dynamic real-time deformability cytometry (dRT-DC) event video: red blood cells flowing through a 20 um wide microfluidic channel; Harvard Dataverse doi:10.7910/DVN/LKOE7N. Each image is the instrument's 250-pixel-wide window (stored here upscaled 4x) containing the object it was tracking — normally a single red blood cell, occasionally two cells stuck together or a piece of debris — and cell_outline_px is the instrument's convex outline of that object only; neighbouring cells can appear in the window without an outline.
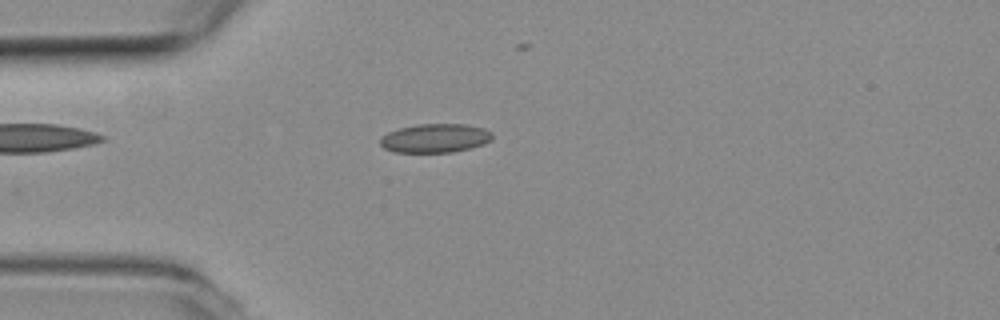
{"species": "common noctule bat (a hibernating species)", "species_latin": "Nyctalus noctula", "temperature_condition": "room temperature", "stored_images_in_passage": 33, "camera_frame_rate_fps": 3000, "um_per_image_px": 0.085, "animal": {"sex": "female", "body_mass_g": 19.3, "forearm_length_mm": 54.1}, "frame": {"image": 1, "passage_image": 3, "time_ms": 0.667, "image_size_px": [1000, 320], "cell_outline_px": [[492, 140], [484, 144], [452, 152], [392, 152], [384, 148], [380, 144], [380, 136], [388, 132], [400, 128], [416, 124], [464, 124], [484, 128], [492, 132]], "centroid_in_image_um": [36.97, 11.74], "position_along_channel_um": 48.0, "area_um2": 18.9}}
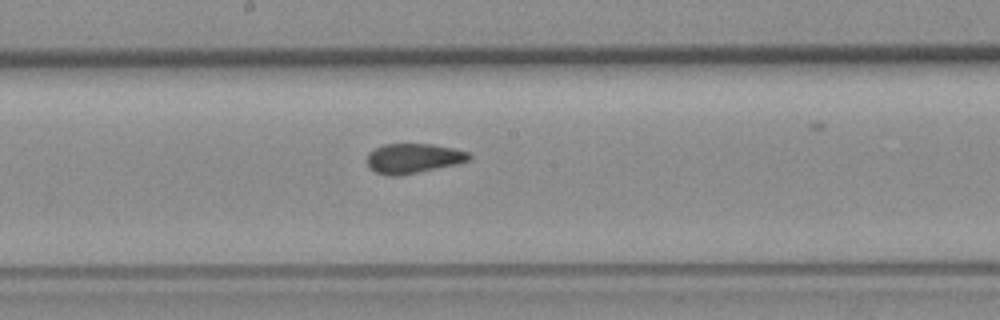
{"frame": {"image": 2, "passage_image": 17, "time_ms": 5.333, "image_size_px": [1000, 320], "cell_outline_px": [[472, 160], [460, 164], [400, 176], [388, 176], [376, 172], [368, 168], [368, 152], [384, 144], [432, 144], [452, 148], [468, 152], [472, 156]], "centroid_in_image_um": [35.17, 13.47], "position_along_channel_um": 213.0, "area_um2": 17.98}}
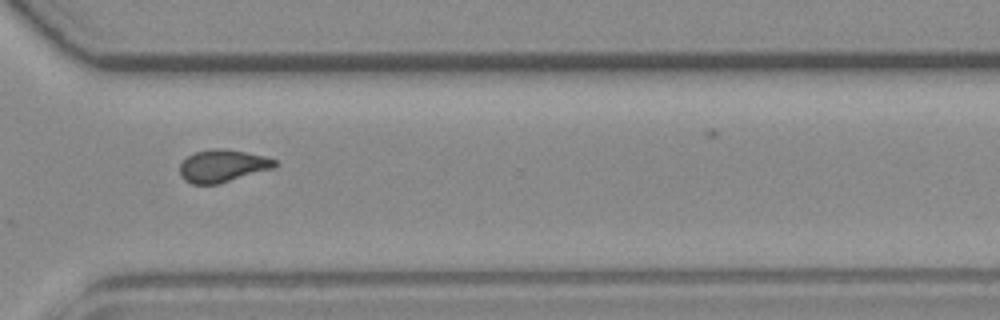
{"frame": {"image": 3, "passage_image": 28, "time_ms": 9.0, "image_size_px": [1000, 320], "cell_outline_px": [[276, 164], [272, 168], [220, 184], [192, 184], [184, 180], [180, 176], [180, 164], [188, 156], [196, 152], [212, 148], [224, 148], [264, 156], [276, 160]], "centroid_in_image_um": [18.88, 14.1], "position_along_channel_um": 351.7, "area_um2": 17.86}, "authors_computed_cell_mechanics": {"area_um2": 18.0336, "velocity_mm_per_s": 3.7858, "shape_relaxation_time_tau1_ms": null, "shape_relaxation_time_tau2_ms": 1.5653, "deformation_change_tau1": null, "deformation_change_tau2": 0.0779}}